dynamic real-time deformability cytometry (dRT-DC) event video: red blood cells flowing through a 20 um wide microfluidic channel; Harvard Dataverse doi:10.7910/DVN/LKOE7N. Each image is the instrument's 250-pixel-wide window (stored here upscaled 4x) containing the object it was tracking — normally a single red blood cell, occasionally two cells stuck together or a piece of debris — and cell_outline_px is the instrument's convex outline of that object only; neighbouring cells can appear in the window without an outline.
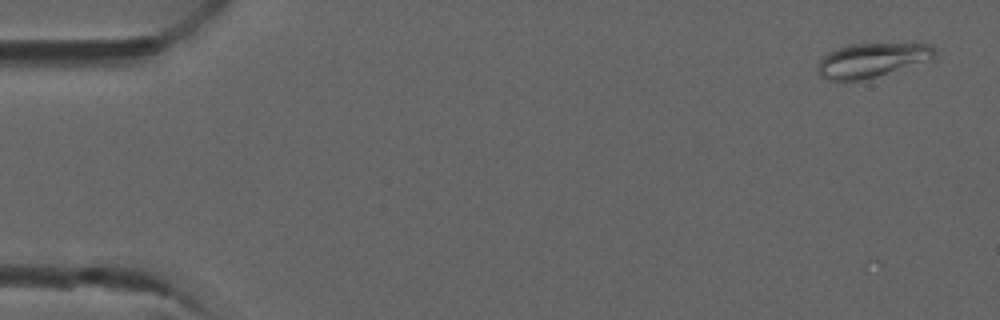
{"species": "common noctule bat (a hibernating species)", "species_latin": "Nyctalus noctula", "temperature_condition": "room temperature", "stored_images_in_passage": 6, "camera_frame_rate_fps": 3000, "um_per_image_px": 0.085, "animal": {"sex": "male", "forearm_length_mm": 52.5}, "frame": {"image": 1, "passage_image": 1, "time_ms": 0.0, "image_size_px": [1000, 320], "cell_outline_px": [[936, 52], [932, 60], [876, 76], [860, 80], [828, 80], [820, 76], [816, 72], [816, 68], [820, 60], [828, 52], [836, 48], [848, 44], [932, 44]], "centroid_in_image_um": [74.08, 5.11], "position_along_channel_um": 10.9, "area_um2": 23.24}}
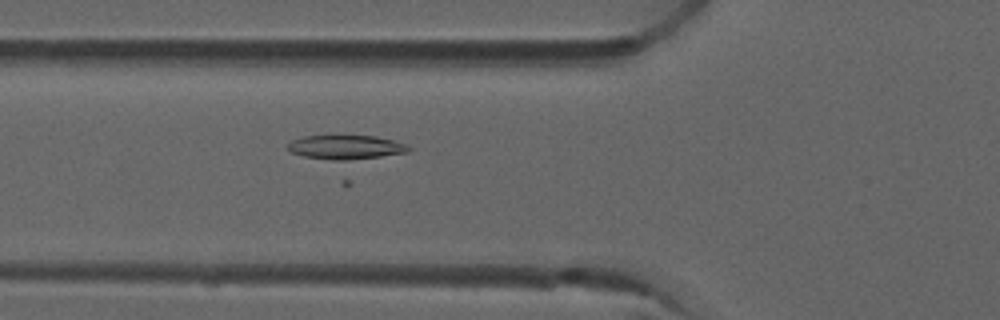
{"frame": {"image": 2, "passage_image": 6, "time_ms": 1.667, "image_size_px": [1000, 320], "cell_outline_px": [[412, 148], [408, 152], [380, 156], [348, 160], [332, 160], [304, 156], [292, 152], [284, 144], [292, 140], [304, 136], [376, 136], [392, 140], [404, 144]], "centroid_in_image_um": [29.36, 12.51], "position_along_channel_um": 96.4, "area_um2": 16.76}}